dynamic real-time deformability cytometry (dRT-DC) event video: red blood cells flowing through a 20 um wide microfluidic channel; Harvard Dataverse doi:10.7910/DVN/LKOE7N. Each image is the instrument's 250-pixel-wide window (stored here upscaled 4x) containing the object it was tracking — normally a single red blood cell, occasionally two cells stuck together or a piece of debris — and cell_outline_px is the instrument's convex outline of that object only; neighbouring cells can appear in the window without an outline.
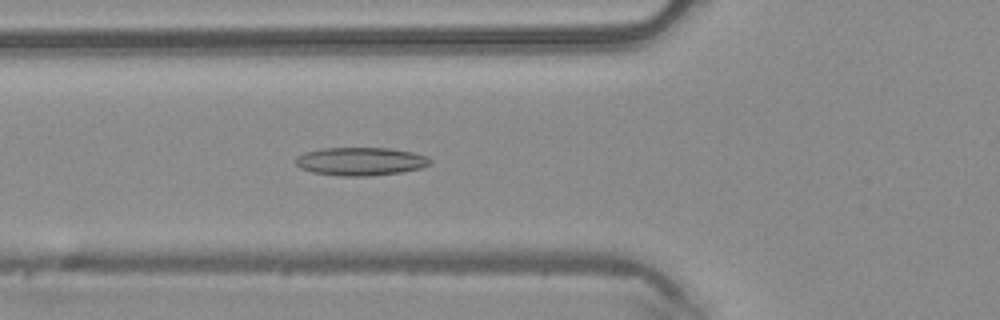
{"species": "common noctule bat (a hibernating species)", "species_latin": "Nyctalus noctula", "temperature_condition": "warm", "stored_images_in_passage": 36, "camera_frame_rate_fps": 3000, "um_per_image_px": 0.085, "animal": {"sex": "male", "body_mass_g": 20.4}, "frame": {"image": 1, "passage_image": 9, "time_ms": 2.667, "image_size_px": [1000, 320], "cell_outline_px": [[432, 160], [428, 164], [420, 168], [400, 172], [372, 176], [340, 176], [312, 172], [300, 168], [292, 160], [296, 156], [304, 152], [320, 148], [392, 148], [412, 152], [428, 156]], "centroid_in_image_um": [30.6, 13.71], "position_along_channel_um": 95.2, "area_um2": 22.31}}
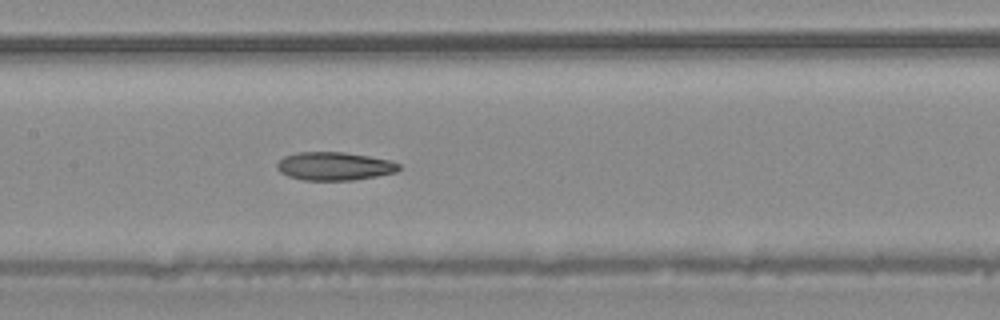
{"frame": {"image": 2, "passage_image": 15, "time_ms": 4.667, "image_size_px": [1000, 320], "cell_outline_px": [[400, 168], [396, 172], [356, 180], [304, 180], [288, 176], [280, 172], [276, 168], [276, 164], [284, 156], [296, 152], [344, 152], [392, 160], [400, 164]], "centroid_in_image_um": [28.42, 14.12], "position_along_channel_um": 179.0, "area_um2": 20.17}}
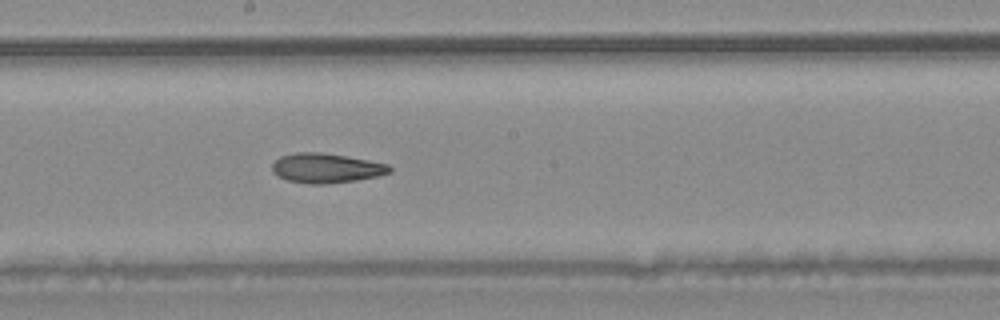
{"frame": {"image": 3, "passage_image": 18, "time_ms": 5.667, "image_size_px": [1000, 320], "cell_outline_px": [[392, 172], [380, 176], [356, 180], [324, 184], [308, 184], [288, 180], [272, 172], [272, 164], [280, 156], [296, 152], [320, 152], [368, 160], [388, 164], [392, 168]], "centroid_in_image_um": [27.74, 14.29], "position_along_channel_um": 220.5, "area_um2": 20.23}, "authors_computed_cell_mechanics": {"area_um2": 21.3571, "velocity_mm_per_s": 4.162, "shape_relaxation_time_tau1_ms": null, "shape_relaxation_time_tau2_ms": 7.2068, "deformation_change_tau1": null, "deformation_change_tau2": 0.1586}}